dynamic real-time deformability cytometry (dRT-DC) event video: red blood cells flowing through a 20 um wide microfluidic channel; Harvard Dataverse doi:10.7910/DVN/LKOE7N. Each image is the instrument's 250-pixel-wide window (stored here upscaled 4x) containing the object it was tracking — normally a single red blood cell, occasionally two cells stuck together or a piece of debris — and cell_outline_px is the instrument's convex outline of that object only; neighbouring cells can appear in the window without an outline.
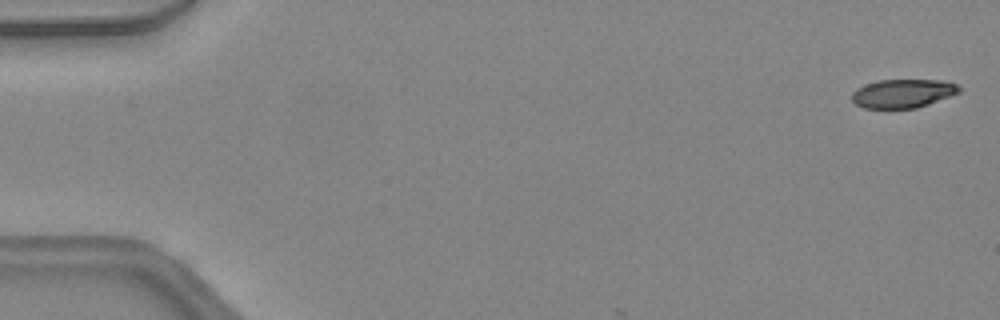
{"species": "common noctule bat (a hibernating species)", "species_latin": "Nyctalus noctula", "temperature_condition": "warm", "stored_images_in_passage": 6, "camera_frame_rate_fps": 3000, "um_per_image_px": 0.085, "animal": {"sex": "female", "body_mass_g": 24.6, "forearm_length_mm": 56.2}, "frame": {"image": 1, "passage_image": 1, "time_ms": 0.0, "image_size_px": [1000, 320], "cell_outline_px": [[960, 92], [928, 104], [916, 108], [864, 108], [856, 104], [852, 100], [852, 92], [856, 88], [864, 84], [876, 80], [940, 80], [956, 84], [960, 88]], "centroid_in_image_um": [76.7, 7.93], "position_along_channel_um": 8.3, "area_um2": 17.86}}